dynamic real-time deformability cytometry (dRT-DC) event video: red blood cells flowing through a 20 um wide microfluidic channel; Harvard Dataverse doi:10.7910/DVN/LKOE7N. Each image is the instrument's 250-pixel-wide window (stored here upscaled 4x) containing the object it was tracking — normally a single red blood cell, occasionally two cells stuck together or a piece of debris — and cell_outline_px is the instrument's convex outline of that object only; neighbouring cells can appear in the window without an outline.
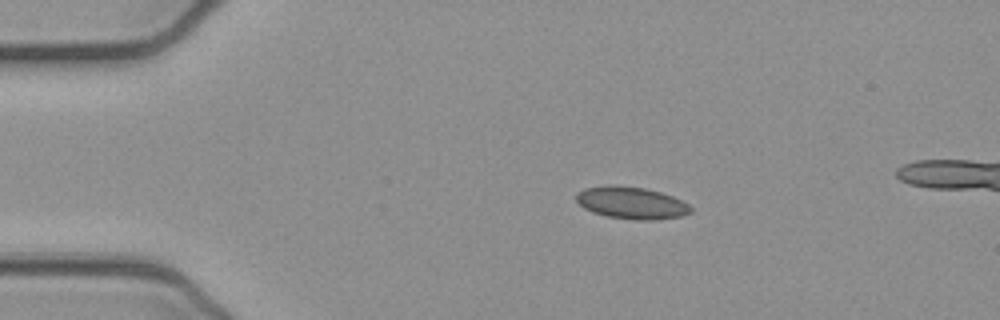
{"species": "common noctule bat (a hibernating species)", "species_latin": "Nyctalus noctula", "temperature_condition": "cold", "stored_images_in_passage": 13, "camera_frame_rate_fps": 3000, "um_per_image_px": 0.085, "animal": {"sex": "female", "body_mass_g": 21.9}, "frame": {"image": 1, "passage_image": 8, "time_ms": 2.333, "image_size_px": [1000, 320], "cell_outline_px": [[692, 212], [680, 216], [656, 220], [636, 220], [608, 216], [592, 212], [584, 208], [576, 200], [576, 196], [584, 188], [608, 184], [616, 184], [644, 188], [660, 192], [672, 196], [688, 204], [692, 208]], "centroid_in_image_um": [53.67, 17.23], "position_along_channel_um": 31.3, "area_um2": 21.44}}